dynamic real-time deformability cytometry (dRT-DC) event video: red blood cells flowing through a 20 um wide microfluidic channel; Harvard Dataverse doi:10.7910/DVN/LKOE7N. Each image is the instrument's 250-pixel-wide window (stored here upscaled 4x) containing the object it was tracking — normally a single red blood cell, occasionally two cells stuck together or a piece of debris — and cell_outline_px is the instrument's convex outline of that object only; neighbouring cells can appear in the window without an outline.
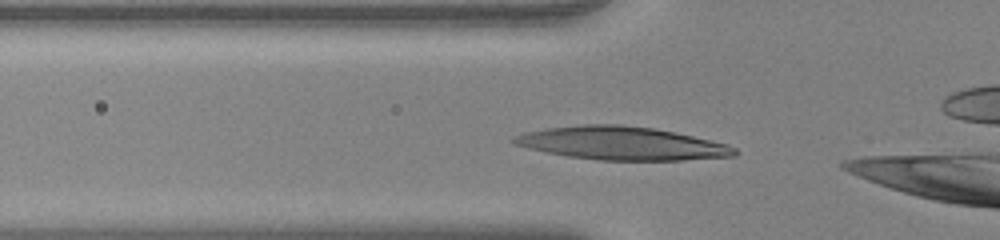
{"species": "human", "species_latin": "Homo sapiens", "temperature_condition": "warm", "stored_images_in_passage": 38, "camera_frame_rate_fps": 3000, "um_per_image_px": 0.085, "donor": {"sex": "female"}, "frame": {"image": 1, "passage_image": 13, "time_ms": 4.0, "image_size_px": [1000, 240], "cell_outline_px": [[740, 152], [736, 156], [680, 160], [600, 160], [568, 156], [528, 148], [516, 144], [508, 140], [512, 136], [524, 132], [548, 128], [580, 124], [620, 124], [656, 128], [676, 132], [728, 144], [736, 148]], "centroid_in_image_um": [52.86, 12.17], "position_along_channel_um": 72.9, "area_um2": 42.89}}
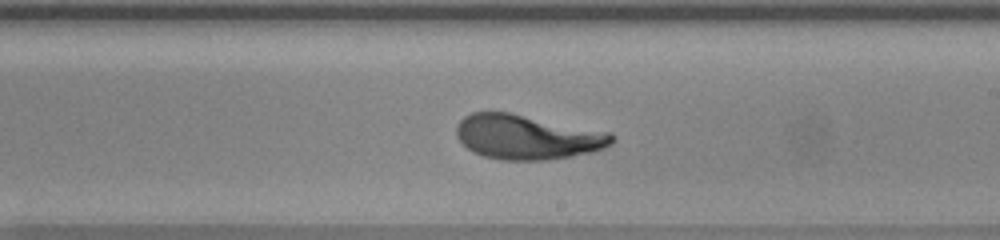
{"frame": {"image": 2, "passage_image": 26, "time_ms": 8.333, "image_size_px": [1000, 240], "cell_outline_px": [[616, 140], [612, 144], [604, 148], [572, 156], [544, 160], [500, 160], [484, 156], [472, 152], [456, 136], [456, 124], [464, 116], [472, 112], [508, 112], [612, 132]], "centroid_in_image_um": [44.81, 11.64], "position_along_channel_um": 244.2, "area_um2": 40.52}}
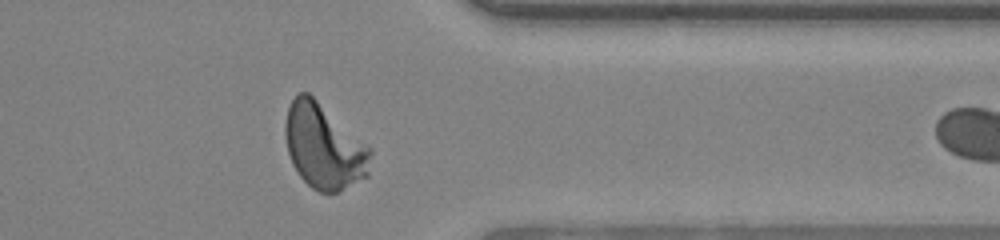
{"frame": {"image": 3, "passage_image": 37, "time_ms": 12.0, "image_size_px": [1000, 240], "cell_outline_px": [[372, 152], [368, 176], [336, 192], [320, 192], [312, 188], [300, 176], [292, 164], [288, 152], [284, 132], [284, 124], [288, 108], [292, 100], [300, 92], [308, 92], [372, 148]], "centroid_in_image_um": [27.54, 12.45], "position_along_channel_um": 383.9, "area_um2": 42.02}}